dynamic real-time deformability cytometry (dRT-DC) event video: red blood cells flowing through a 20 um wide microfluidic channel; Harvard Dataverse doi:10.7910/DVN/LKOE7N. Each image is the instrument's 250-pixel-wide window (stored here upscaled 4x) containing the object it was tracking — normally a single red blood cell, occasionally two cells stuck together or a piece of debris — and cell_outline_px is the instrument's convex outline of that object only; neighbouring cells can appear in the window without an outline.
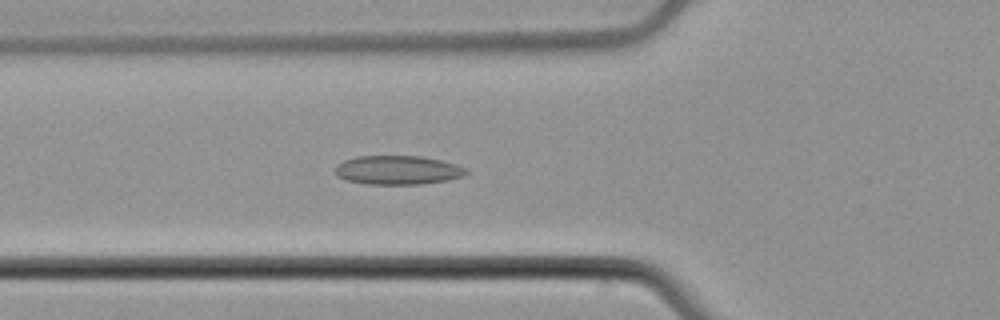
{"species": "common noctule bat (a hibernating species)", "species_latin": "Nyctalus noctula", "temperature_condition": "cold", "stored_images_in_passage": 44, "camera_frame_rate_fps": 3000, "um_per_image_px": 0.085, "animal": {"sex": "male", "body_mass_g": 21.5, "forearm_length_mm": 52.0}, "frame": {"image": 1, "passage_image": 12, "time_ms": 3.667, "image_size_px": [1000, 320], "cell_outline_px": [[468, 172], [464, 176], [448, 180], [420, 184], [368, 184], [344, 180], [336, 176], [336, 168], [344, 160], [356, 156], [420, 156], [440, 160], [456, 164], [468, 168]], "centroid_in_image_um": [33.83, 14.46], "position_along_channel_um": 92.0, "area_um2": 22.14}}
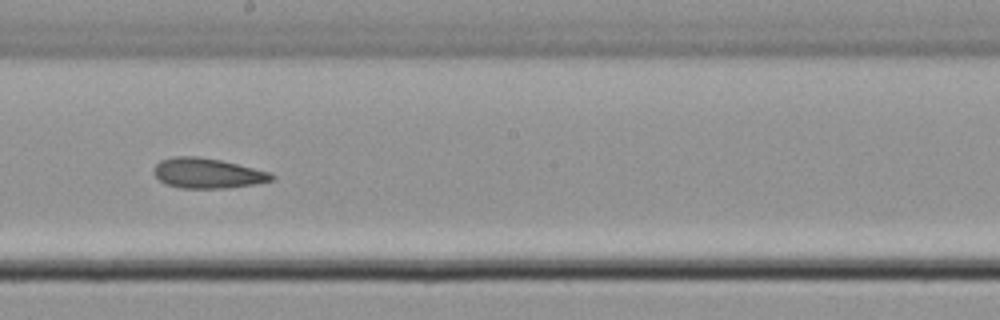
{"frame": {"image": 2, "passage_image": 23, "time_ms": 7.333, "image_size_px": [1000, 320], "cell_outline_px": [[276, 176], [272, 180], [256, 184], [228, 188], [180, 188], [164, 184], [152, 172], [152, 168], [160, 160], [176, 156], [196, 156], [220, 160], [272, 172]], "centroid_in_image_um": [17.63, 14.73], "position_along_channel_um": 230.6, "area_um2": 20.87}}
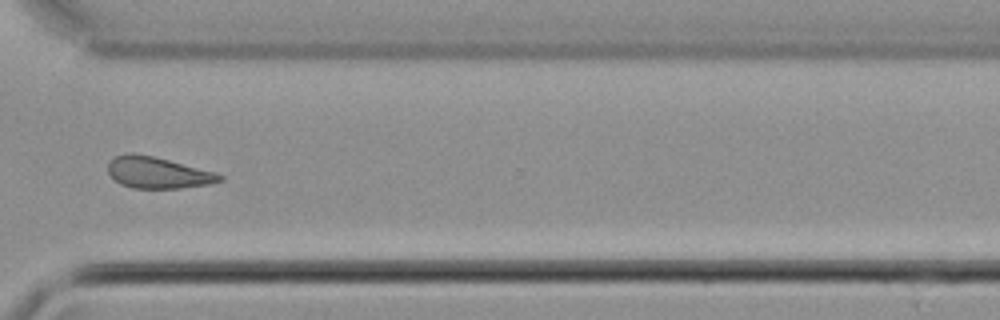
{"frame": {"image": 3, "passage_image": 33, "time_ms": 10.667, "image_size_px": [1000, 320], "cell_outline_px": [[224, 180], [212, 184], [180, 188], [132, 188], [120, 184], [108, 172], [108, 160], [116, 156], [128, 152], [132, 152], [152, 156], [216, 172], [224, 176]], "centroid_in_image_um": [13.42, 14.67], "position_along_channel_um": 357.2, "area_um2": 20.52}, "authors_computed_cell_mechanics": {"area_um2": 20.808, "velocity_mm_per_s": 3.7741, "shape_relaxation_time_tau1_ms": null, "shape_relaxation_time_tau2_ms": 2.9233, "deformation_change_tau1": null, "deformation_change_tau2": 0.0975}}